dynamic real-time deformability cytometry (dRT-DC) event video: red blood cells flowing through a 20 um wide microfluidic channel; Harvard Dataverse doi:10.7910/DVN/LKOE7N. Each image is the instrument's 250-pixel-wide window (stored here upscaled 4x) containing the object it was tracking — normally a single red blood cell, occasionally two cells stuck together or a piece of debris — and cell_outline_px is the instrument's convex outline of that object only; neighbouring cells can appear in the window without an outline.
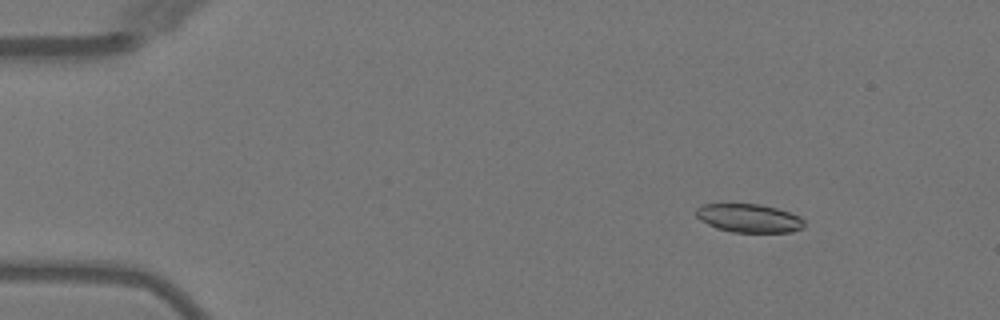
{"species": "Egyptian fruit bat (a non-hibernating species)", "species_latin": "Rousettus aegyptiacus", "temperature_condition": "warm", "stored_images_in_passage": 4, "camera_frame_rate_fps": 3000, "um_per_image_px": 0.085, "animal": {"sex": "female"}, "frame": {"image": 1, "passage_image": 1, "time_ms": 0.0, "image_size_px": [1000, 320], "cell_outline_px": [[804, 228], [792, 232], [732, 232], [716, 228], [700, 220], [696, 216], [696, 208], [704, 204], [760, 204], [776, 208], [800, 216], [804, 220]], "centroid_in_image_um": [63.67, 18.55], "position_along_channel_um": 21.3, "area_um2": 17.98}}